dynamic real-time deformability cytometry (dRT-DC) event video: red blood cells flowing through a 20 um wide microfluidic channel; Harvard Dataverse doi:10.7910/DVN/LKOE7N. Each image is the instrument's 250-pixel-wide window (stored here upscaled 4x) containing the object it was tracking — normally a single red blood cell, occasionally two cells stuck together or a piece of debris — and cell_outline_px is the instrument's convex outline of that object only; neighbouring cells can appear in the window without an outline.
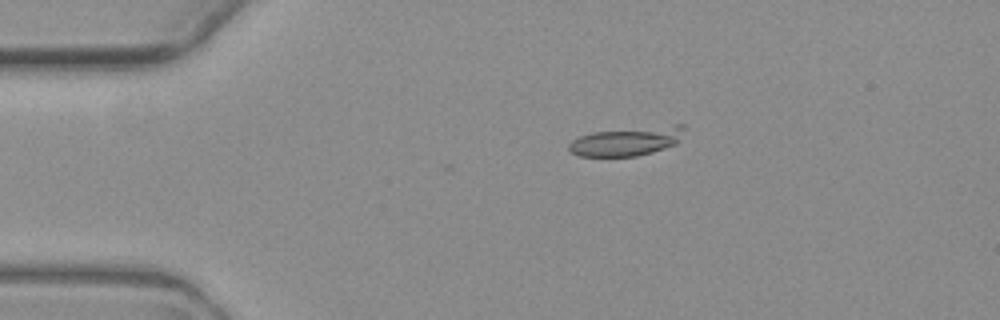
{"species": "common noctule bat (a hibernating species)", "species_latin": "Nyctalus noctula", "temperature_condition": "warm", "stored_images_in_passage": 2, "camera_frame_rate_fps": 3000, "um_per_image_px": 0.085, "animal": {"sex": "female", "body_mass_g": 19.3, "forearm_length_mm": 54.1}, "frame": {"image": 1, "passage_image": 2, "time_ms": 1.333, "image_size_px": [1000, 320], "cell_outline_px": [[684, 128], [676, 144], [652, 152], [636, 156], [580, 156], [572, 152], [568, 148], [568, 144], [572, 140], [580, 136], [592, 132], [676, 124], [684, 124]], "centroid_in_image_um": [53.26, 12.0], "position_along_channel_um": 31.7, "area_um2": 19.13}}